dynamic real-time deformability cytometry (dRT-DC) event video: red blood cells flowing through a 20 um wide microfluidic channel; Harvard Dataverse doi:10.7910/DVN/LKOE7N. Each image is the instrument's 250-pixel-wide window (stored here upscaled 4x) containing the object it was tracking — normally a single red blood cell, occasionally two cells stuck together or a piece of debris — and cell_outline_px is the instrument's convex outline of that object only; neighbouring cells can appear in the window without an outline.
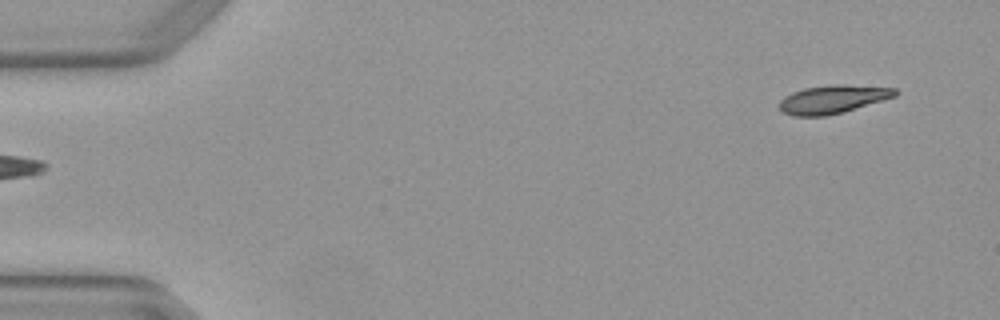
{"species": "Egyptian fruit bat (a non-hibernating species)", "species_latin": "Rousettus aegyptiacus", "temperature_condition": "warm", "stored_images_in_passage": 5, "segment_of_instrument_passage": [2, 2], "camera_frame_rate_fps": 3000, "um_per_image_px": 0.085, "animal": {"sex": "female"}, "frame": {"image": 1, "passage_image": 5, "time_ms": 1.333, "image_size_px": [1000, 320], "cell_outline_px": [[900, 92], [896, 96], [844, 112], [824, 116], [792, 116], [784, 112], [780, 108], [780, 100], [784, 96], [792, 92], [804, 88], [828, 84], [840, 84], [896, 88]], "centroid_in_image_um": [70.8, 8.43], "position_along_channel_um": 14.2, "area_um2": 19.19}}